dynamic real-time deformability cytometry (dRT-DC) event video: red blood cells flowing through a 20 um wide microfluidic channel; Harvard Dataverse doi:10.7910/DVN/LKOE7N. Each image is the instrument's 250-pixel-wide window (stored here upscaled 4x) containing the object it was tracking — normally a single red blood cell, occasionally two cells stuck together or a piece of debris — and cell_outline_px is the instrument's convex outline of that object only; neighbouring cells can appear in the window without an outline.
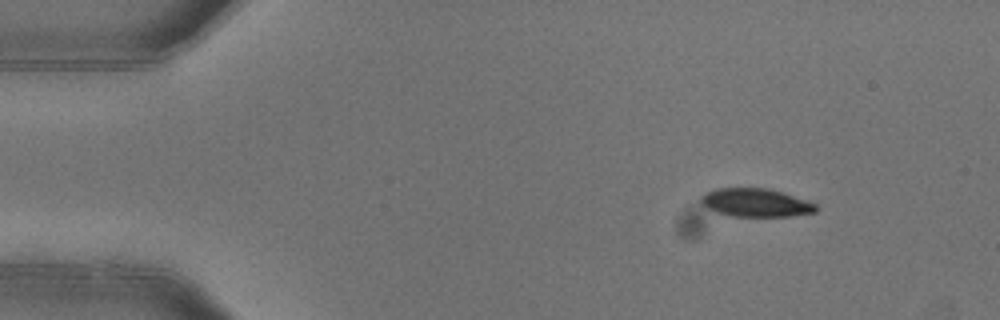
{"species": "common noctule bat (a hibernating species)", "species_latin": "Nyctalus noctula", "temperature_condition": "warm", "stored_images_in_passage": 3, "camera_frame_rate_fps": 3000, "um_per_image_px": 0.085, "animal": {"sex": "female"}, "frame": {"image": 1, "passage_image": 1, "time_ms": 0.0, "image_size_px": [1000, 320], "cell_outline_px": [[816, 212], [792, 216], [732, 216], [716, 212], [708, 208], [700, 200], [700, 196], [704, 192], [716, 188], [768, 188], [784, 192], [816, 204]], "centroid_in_image_um": [64.22, 17.21], "position_along_channel_um": 20.8, "area_um2": 18.96}}